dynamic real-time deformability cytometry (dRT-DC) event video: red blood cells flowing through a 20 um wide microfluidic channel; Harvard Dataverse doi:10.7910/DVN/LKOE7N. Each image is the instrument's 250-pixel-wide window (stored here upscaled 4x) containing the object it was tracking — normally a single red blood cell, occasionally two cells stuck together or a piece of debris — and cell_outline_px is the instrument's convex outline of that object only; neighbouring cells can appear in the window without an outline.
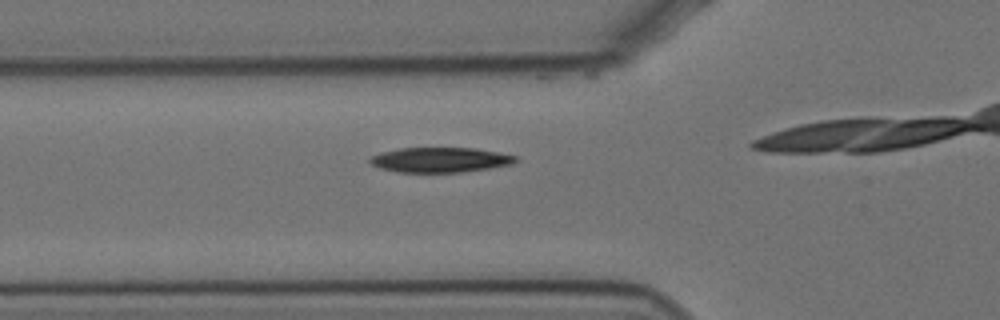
{"species": "Egyptian fruit bat (a non-hibernating species)", "species_latin": "Rousettus aegyptiacus", "temperature_condition": "cold", "stored_images_in_passage": 18, "camera_frame_rate_fps": 3000, "um_per_image_px": 0.085, "animal": {"sex": "female"}, "frame": {"image": 1, "passage_image": 13, "time_ms": 4.0, "image_size_px": [1000, 320], "cell_outline_px": [[516, 160], [512, 164], [488, 168], [460, 172], [396, 172], [380, 168], [372, 164], [368, 160], [372, 156], [380, 152], [400, 148], [476, 148], [516, 156]], "centroid_in_image_um": [37.36, 13.58], "position_along_channel_um": 88.4, "area_um2": 20.98}}
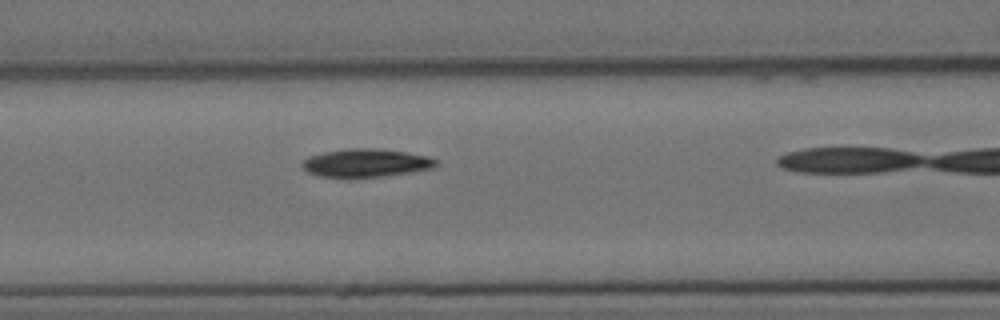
{"frame": {"image": 2, "passage_image": 17, "time_ms": 5.333, "image_size_px": [1000, 320], "cell_outline_px": [[440, 164], [436, 168], [384, 176], [348, 180], [320, 176], [308, 172], [300, 164], [308, 156], [324, 152], [348, 148], [376, 148], [404, 152], [428, 156], [436, 160]], "centroid_in_image_um": [31.09, 13.88], "position_along_channel_um": 135.5, "area_um2": 22.66}}